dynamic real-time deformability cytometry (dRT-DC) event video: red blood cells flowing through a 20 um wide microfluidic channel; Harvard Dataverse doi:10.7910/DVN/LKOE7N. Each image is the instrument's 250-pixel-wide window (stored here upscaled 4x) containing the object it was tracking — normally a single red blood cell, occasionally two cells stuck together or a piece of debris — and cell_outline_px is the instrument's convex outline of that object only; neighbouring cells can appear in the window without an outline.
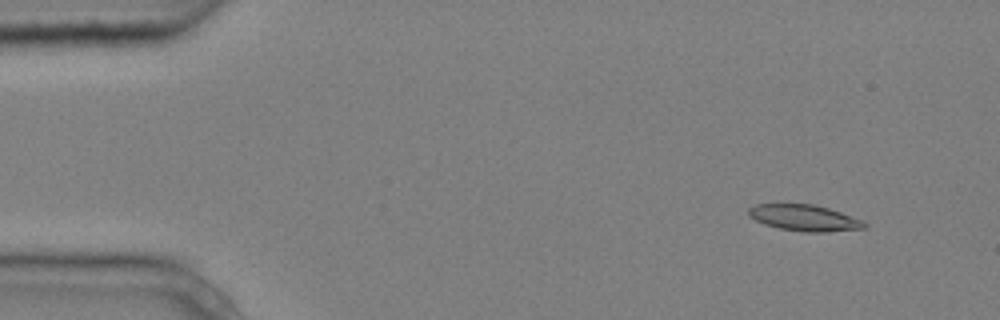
{"species": "common noctule bat (a hibernating species)", "species_latin": "Nyctalus noctula", "temperature_condition": "cold", "stored_images_in_passage": 3, "camera_frame_rate_fps": 3000, "um_per_image_px": 0.085, "animal": {"sex": "male", "body_mass_g": 20.4}, "frame": {"image": 1, "passage_image": 1, "time_ms": 0.0, "image_size_px": [1000, 320], "cell_outline_px": [[868, 224], [864, 228], [824, 232], [804, 232], [780, 228], [764, 224], [748, 216], [748, 208], [756, 204], [812, 204], [828, 208], [864, 220]], "centroid_in_image_um": [68.37, 18.51], "position_along_channel_um": 16.6, "area_um2": 17.63}}